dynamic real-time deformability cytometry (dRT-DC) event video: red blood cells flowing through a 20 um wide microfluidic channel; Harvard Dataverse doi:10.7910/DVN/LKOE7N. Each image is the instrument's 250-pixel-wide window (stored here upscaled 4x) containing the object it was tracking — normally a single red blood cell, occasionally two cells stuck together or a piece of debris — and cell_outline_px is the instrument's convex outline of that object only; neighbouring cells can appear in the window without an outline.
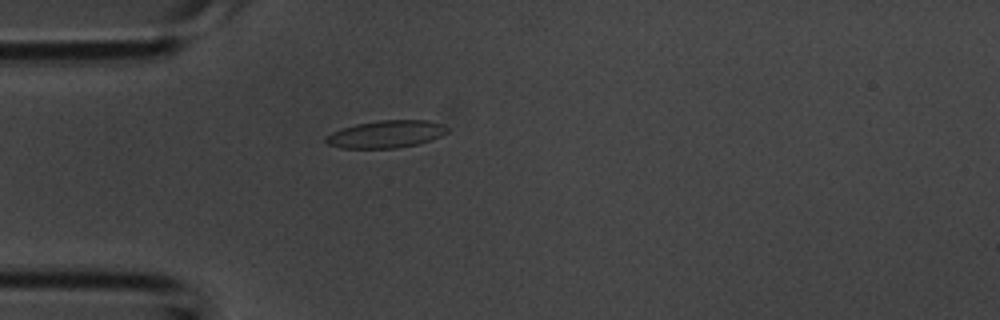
{"species": "common noctule bat (a hibernating species)", "species_latin": "Nyctalus noctula", "temperature_condition": "room temperature", "stored_images_in_passage": 34, "camera_frame_rate_fps": 3000, "um_per_image_px": 0.085, "animal": {"sex": "male", "body_mass_g": 20.1, "forearm_length_mm": 53.5}, "frame": {"image": 1, "passage_image": 3, "time_ms": 0.667, "image_size_px": [1000, 320], "cell_outline_px": [[448, 132], [432, 140], [416, 144], [396, 148], [340, 148], [328, 144], [324, 140], [324, 136], [340, 128], [356, 124], [380, 120], [428, 120], [440, 124], [448, 128]], "centroid_in_image_um": [32.77, 11.4], "position_along_channel_um": 52.2, "area_um2": 19.42}}
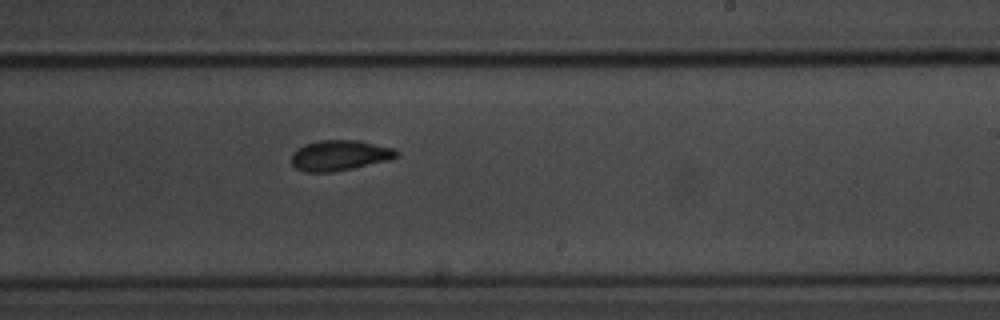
{"frame": {"image": 2, "passage_image": 17, "time_ms": 5.333, "image_size_px": [1000, 320], "cell_outline_px": [[400, 152], [396, 156], [388, 160], [352, 168], [332, 172], [304, 172], [296, 168], [292, 164], [292, 152], [304, 144], [320, 140], [360, 140], [396, 148]], "centroid_in_image_um": [28.87, 13.19], "position_along_channel_um": 260.1, "area_um2": 18.73}}
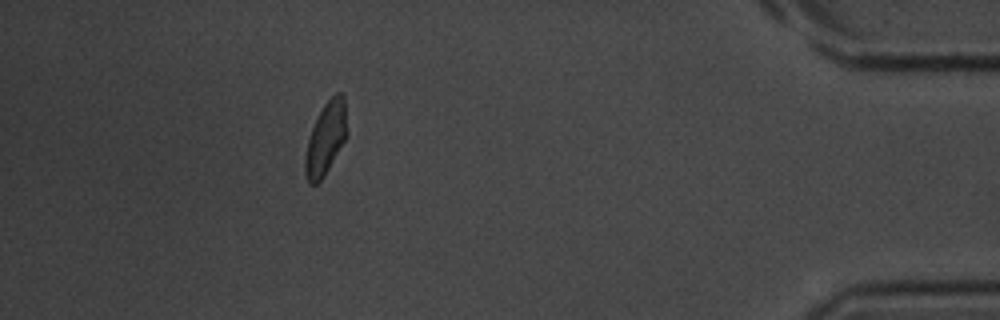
{"frame": {"image": 3, "passage_image": 30, "time_ms": 9.667, "image_size_px": [1000, 320], "cell_outline_px": [[348, 136], [324, 176], [316, 184], [308, 184], [304, 172], [304, 160], [308, 140], [312, 128], [324, 104], [336, 92], [340, 92], [344, 96], [348, 132]], "centroid_in_image_um": [27.71, 11.78], "position_along_channel_um": 407.5, "area_um2": 17.8}}